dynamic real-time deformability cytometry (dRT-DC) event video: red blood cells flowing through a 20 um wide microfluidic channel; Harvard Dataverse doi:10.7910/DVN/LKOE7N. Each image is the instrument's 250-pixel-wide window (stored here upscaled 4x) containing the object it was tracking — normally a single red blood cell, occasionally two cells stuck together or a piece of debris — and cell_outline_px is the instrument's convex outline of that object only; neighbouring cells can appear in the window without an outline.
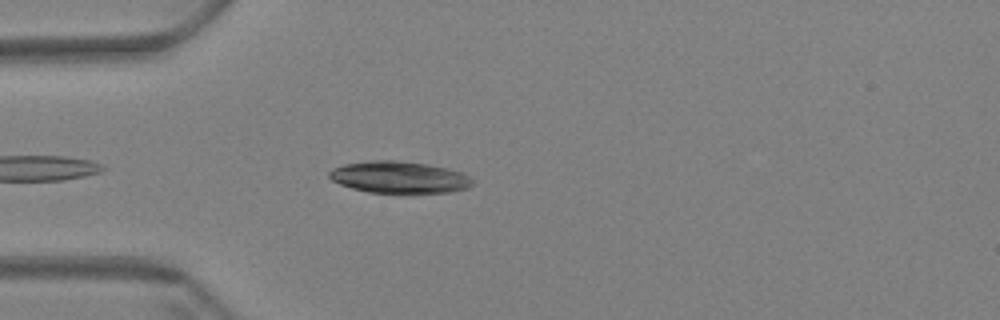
{"species": "Egyptian fruit bat (a non-hibernating species)", "species_latin": "Rousettus aegyptiacus", "temperature_condition": "warm", "stored_images_in_passage": 31, "camera_frame_rate_fps": 3000, "um_per_image_px": 0.085, "animal": {"sex": "female"}, "frame": {"image": 1, "passage_image": 5, "time_ms": 1.333, "image_size_px": [1000, 320], "cell_outline_px": [[472, 184], [468, 188], [452, 192], [368, 192], [352, 188], [340, 184], [332, 180], [328, 176], [328, 172], [332, 168], [344, 164], [372, 160], [396, 160], [428, 164], [448, 168], [464, 172], [472, 180]], "centroid_in_image_um": [33.93, 15.05], "position_along_channel_um": 51.1, "area_um2": 26.53}}